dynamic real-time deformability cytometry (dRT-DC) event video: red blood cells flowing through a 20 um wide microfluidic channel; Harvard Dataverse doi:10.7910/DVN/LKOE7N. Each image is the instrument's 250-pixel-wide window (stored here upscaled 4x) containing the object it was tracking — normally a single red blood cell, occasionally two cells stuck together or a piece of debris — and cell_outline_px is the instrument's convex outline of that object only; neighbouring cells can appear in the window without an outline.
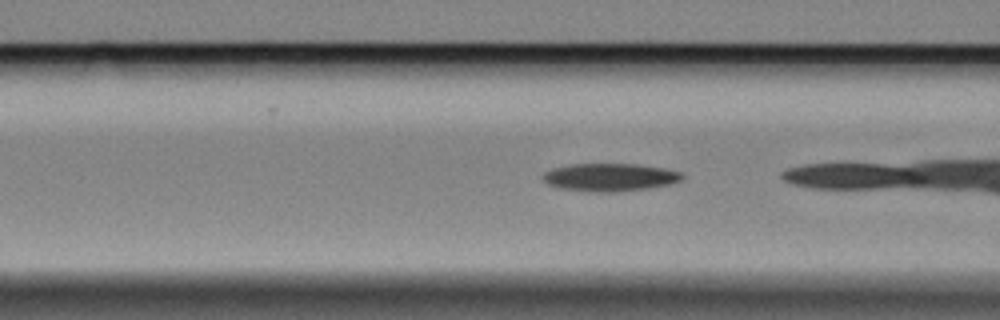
{"species": "Egyptian fruit bat (a non-hibernating species)", "species_latin": "Rousettus aegyptiacus", "temperature_condition": "cold", "stored_images_in_passage": 38, "camera_frame_rate_fps": 3000, "um_per_image_px": 0.085, "animal": {"sex": "female"}, "frame": {"image": 1, "passage_image": 8, "time_ms": 2.333, "image_size_px": [1000, 320], "cell_outline_px": [[684, 176], [680, 180], [668, 184], [648, 188], [616, 192], [596, 192], [560, 188], [548, 184], [540, 176], [544, 172], [552, 168], [572, 164], [636, 164], [664, 168], [680, 172]], "centroid_in_image_um": [51.8, 15.06], "position_along_channel_um": 114.8, "area_um2": 22.48}}
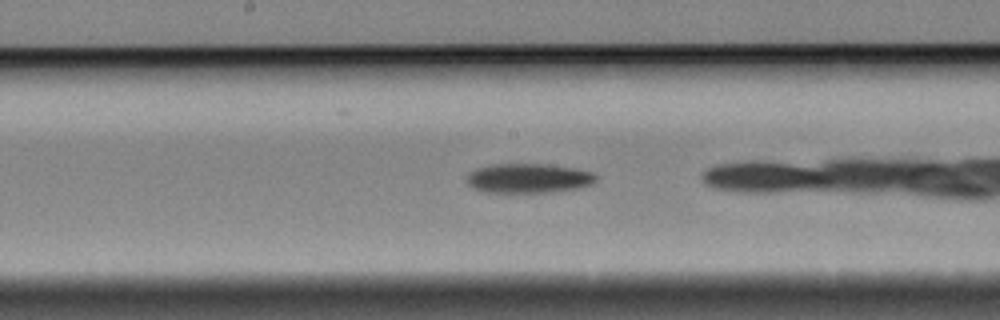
{"frame": {"image": 2, "passage_image": 16, "time_ms": 5.0, "image_size_px": [1000, 320], "cell_outline_px": [[600, 176], [592, 184], [576, 188], [548, 192], [484, 192], [472, 188], [468, 184], [468, 176], [476, 168], [492, 164], [548, 164], [576, 168], [592, 172]], "centroid_in_image_um": [44.95, 15.14], "position_along_channel_um": 203.2, "area_um2": 22.2}}
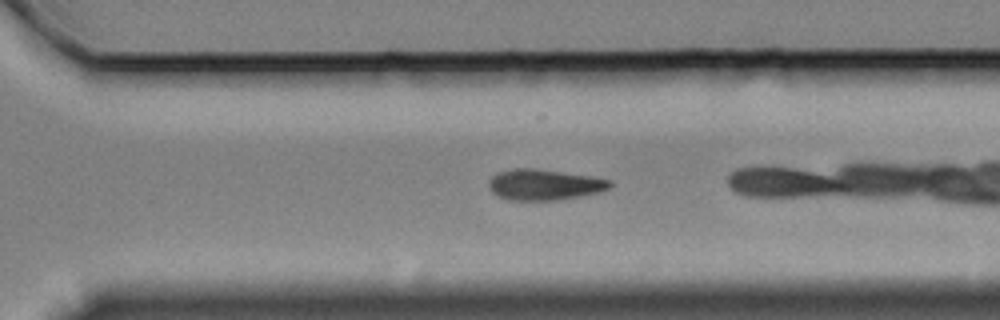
{"frame": {"image": 3, "passage_image": 27, "time_ms": 8.667, "image_size_px": [1000, 320], "cell_outline_px": [[612, 184], [608, 188], [600, 192], [560, 200], [508, 200], [492, 192], [488, 188], [488, 180], [492, 176], [500, 172], [512, 168], [532, 168], [592, 176], [612, 180]], "centroid_in_image_um": [46.26, 15.7], "position_along_channel_um": 324.3, "area_um2": 21.79}}